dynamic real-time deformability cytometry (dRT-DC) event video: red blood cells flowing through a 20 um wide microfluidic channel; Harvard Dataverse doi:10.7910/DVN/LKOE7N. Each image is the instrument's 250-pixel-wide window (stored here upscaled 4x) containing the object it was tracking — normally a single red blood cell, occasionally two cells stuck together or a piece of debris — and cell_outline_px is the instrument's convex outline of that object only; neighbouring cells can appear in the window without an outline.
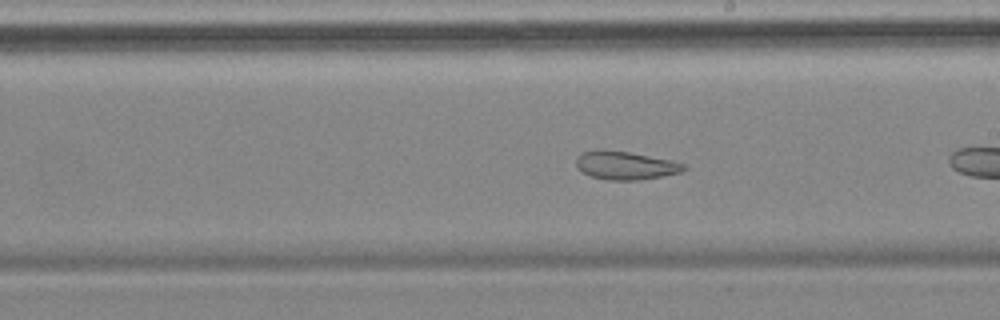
{"species": "common noctule bat (a hibernating species)", "species_latin": "Nyctalus noctula", "temperature_condition": "cold", "stored_images_in_passage": 36, "camera_frame_rate_fps": 3000, "um_per_image_px": 0.085, "animal": {"sex": "female", "body_mass_g": 18.4}, "frame": {"image": 1, "passage_image": 16, "time_ms": 5.0, "image_size_px": [1000, 320], "cell_outline_px": [[688, 168], [680, 172], [640, 180], [608, 180], [592, 176], [584, 172], [576, 164], [576, 156], [580, 152], [628, 152], [672, 160], [684, 164]], "centroid_in_image_um": [53.21, 14.09], "position_along_channel_um": 235.8, "area_um2": 17.05}, "authors_computed_cell_mechanics": {"area_um2": 19.7098, "velocity_mm_per_s": 3.4826, "shape_relaxation_time_tau1_ms": null, "shape_relaxation_time_tau2_ms": 2.0199, "deformation_change_tau1": null, "deformation_change_tau2": 0.0696}}